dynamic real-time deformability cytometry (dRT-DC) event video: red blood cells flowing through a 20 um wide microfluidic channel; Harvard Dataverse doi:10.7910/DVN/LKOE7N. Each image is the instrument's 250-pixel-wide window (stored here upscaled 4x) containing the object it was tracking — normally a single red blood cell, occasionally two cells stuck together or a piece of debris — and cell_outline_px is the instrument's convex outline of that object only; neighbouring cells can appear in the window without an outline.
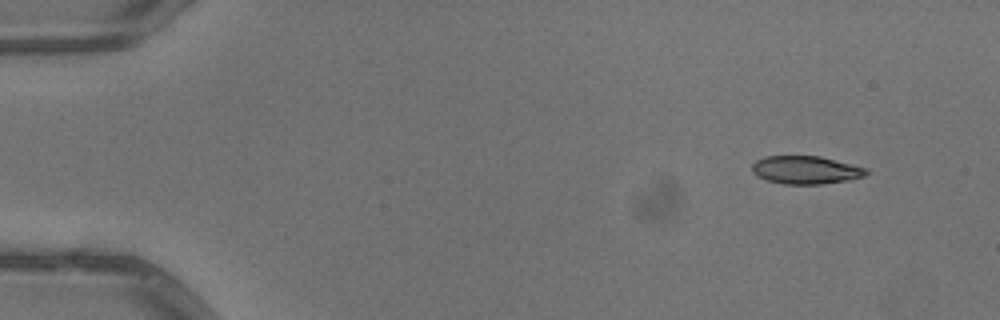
{"species": "common noctule bat (a hibernating species)", "species_latin": "Nyctalus noctula", "temperature_condition": "warm", "stored_images_in_passage": 4, "camera_frame_rate_fps": 3000, "um_per_image_px": 0.085, "animal": {"sex": "male", "body_mass_g": 13.3}, "frame": {"image": 1, "passage_image": 1, "time_ms": 0.0, "image_size_px": [1000, 320], "cell_outline_px": [[868, 172], [864, 176], [848, 180], [820, 184], [784, 184], [768, 180], [756, 176], [752, 172], [752, 164], [756, 160], [764, 156], [820, 156], [868, 168]], "centroid_in_image_um": [68.48, 14.44], "position_along_channel_um": 16.5, "area_um2": 18.67}}
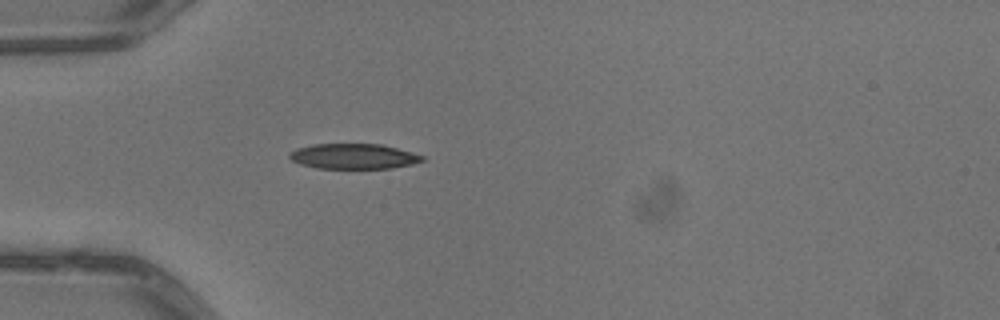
{"frame": {"image": 2, "passage_image": 4, "time_ms": 1.0, "image_size_px": [1000, 320], "cell_outline_px": [[424, 160], [412, 164], [392, 168], [316, 168], [300, 164], [292, 160], [288, 156], [296, 148], [312, 144], [380, 144], [396, 148], [424, 156]], "centroid_in_image_um": [30.03, 13.28], "position_along_channel_um": 55.0, "area_um2": 19.36}}